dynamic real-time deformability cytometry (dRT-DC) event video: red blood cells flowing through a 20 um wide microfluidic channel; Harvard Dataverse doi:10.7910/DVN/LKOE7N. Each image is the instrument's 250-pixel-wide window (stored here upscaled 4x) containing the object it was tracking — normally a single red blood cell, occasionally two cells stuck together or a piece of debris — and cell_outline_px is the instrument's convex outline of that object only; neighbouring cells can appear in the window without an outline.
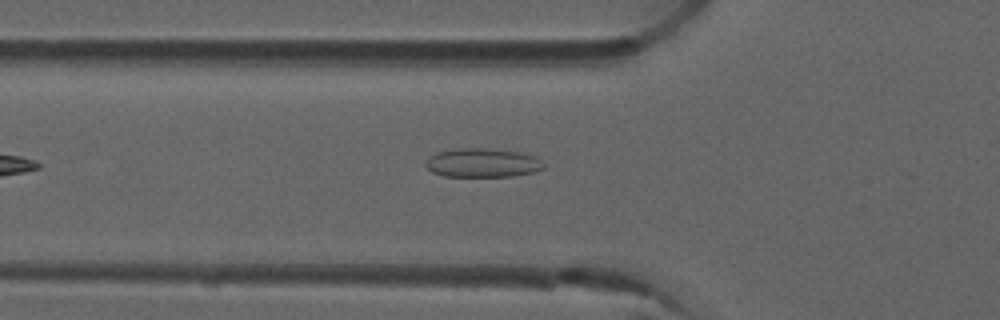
{"species": "common noctule bat (a hibernating species)", "species_latin": "Nyctalus noctula", "temperature_condition": "room temperature", "stored_images_in_passage": 5, "camera_frame_rate_fps": 3000, "um_per_image_px": 0.085, "animal": {"sex": "male", "forearm_length_mm": 52.5}, "frame": {"image": 1, "passage_image": 5, "time_ms": 1.333, "image_size_px": [1000, 320], "cell_outline_px": [[544, 168], [536, 172], [512, 176], [444, 176], [432, 172], [424, 164], [428, 156], [436, 152], [456, 148], [488, 148], [520, 152], [536, 156], [544, 164]], "centroid_in_image_um": [41.0, 13.83], "position_along_channel_um": 84.8, "area_um2": 20.11}}